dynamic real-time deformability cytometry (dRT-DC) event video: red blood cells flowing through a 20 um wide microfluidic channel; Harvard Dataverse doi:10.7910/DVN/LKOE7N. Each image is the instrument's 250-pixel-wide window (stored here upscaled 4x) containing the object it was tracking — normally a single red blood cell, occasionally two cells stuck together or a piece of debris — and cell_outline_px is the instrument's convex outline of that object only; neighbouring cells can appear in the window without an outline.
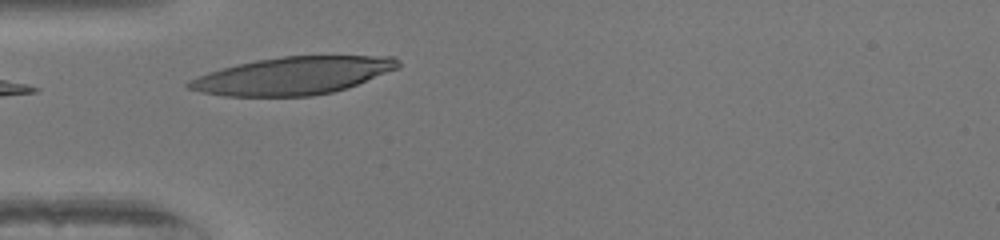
{"species": "human", "species_latin": "Homo sapiens", "temperature_condition": "warm", "stored_images_in_passage": 4, "camera_frame_rate_fps": 3000, "um_per_image_px": 0.085, "donor": {"sex": "female"}, "frame": {"image": 1, "passage_image": 1, "time_ms": 0.0, "image_size_px": [1000, 240], "cell_outline_px": [[400, 64], [396, 68], [356, 84], [332, 92], [312, 96], [224, 96], [200, 92], [188, 88], [184, 84], [188, 80], [196, 76], [220, 68], [236, 64], [256, 60], [284, 56], [392, 56], [400, 60]], "centroid_in_image_um": [24.8, 6.43], "position_along_channel_um": 60.2, "area_um2": 45.6}}